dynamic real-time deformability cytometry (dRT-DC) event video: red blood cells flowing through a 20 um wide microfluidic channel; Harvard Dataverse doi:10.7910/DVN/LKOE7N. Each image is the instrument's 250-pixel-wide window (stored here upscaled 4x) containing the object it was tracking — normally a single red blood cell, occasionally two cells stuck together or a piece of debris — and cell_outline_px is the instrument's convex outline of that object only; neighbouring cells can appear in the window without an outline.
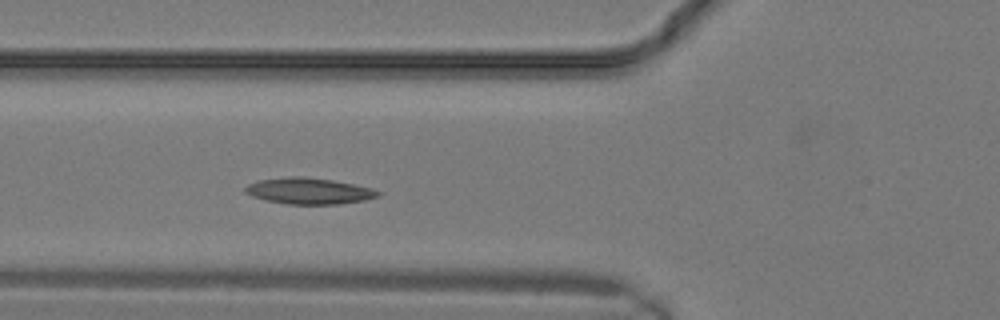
{"species": "common noctule bat (a hibernating species)", "species_latin": "Nyctalus noctula", "temperature_condition": "warm", "stored_images_in_passage": 3, "camera_frame_rate_fps": 3000, "um_per_image_px": 0.085, "animal": {"sex": "male", "body_mass_g": 19.2, "forearm_length_mm": 51.8}, "frame": {"image": 1, "passage_image": 3, "time_ms": 0.667, "image_size_px": [1000, 320], "cell_outline_px": [[380, 196], [364, 200], [340, 204], [288, 204], [264, 200], [252, 196], [244, 192], [244, 188], [248, 184], [260, 180], [288, 176], [300, 176], [332, 180], [372, 188], [380, 192]], "centroid_in_image_um": [26.24, 16.23], "position_along_channel_um": 99.6, "area_um2": 20.23}}